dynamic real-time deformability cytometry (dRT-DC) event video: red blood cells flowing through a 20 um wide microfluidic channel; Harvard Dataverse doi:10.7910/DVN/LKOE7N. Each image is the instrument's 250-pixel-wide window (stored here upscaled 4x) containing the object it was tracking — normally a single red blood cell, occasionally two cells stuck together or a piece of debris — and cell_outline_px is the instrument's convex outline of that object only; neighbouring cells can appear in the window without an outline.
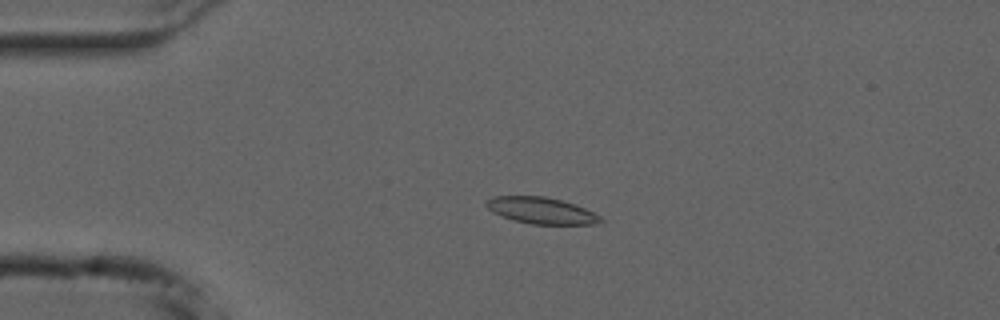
{"species": "common noctule bat (a hibernating species)", "species_latin": "Nyctalus noctula", "temperature_condition": "cold", "stored_images_in_passage": 55, "camera_frame_rate_fps": 3000, "um_per_image_px": 0.085, "animal": {"sex": "male", "forearm_length_mm": 52.5}, "frame": {"image": 1, "passage_image": 13, "time_ms": 4.0, "image_size_px": [1000, 320], "cell_outline_px": [[604, 220], [600, 224], [532, 224], [512, 220], [500, 216], [492, 212], [484, 204], [492, 196], [544, 196], [576, 204], [600, 216]], "centroid_in_image_um": [46.0, 17.9], "position_along_channel_um": 39.0, "area_um2": 17.69}}
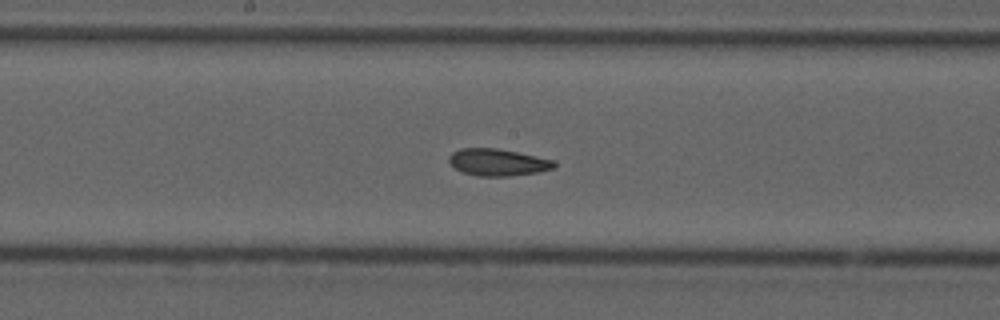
{"frame": {"image": 2, "passage_image": 29, "time_ms": 9.333, "image_size_px": [1000, 320], "cell_outline_px": [[556, 164], [552, 168], [540, 172], [508, 176], [476, 176], [464, 172], [456, 168], [448, 160], [448, 156], [452, 152], [460, 148], [496, 148], [556, 160]], "centroid_in_image_um": [42.31, 13.79], "position_along_channel_um": 205.9, "area_um2": 16.47}}
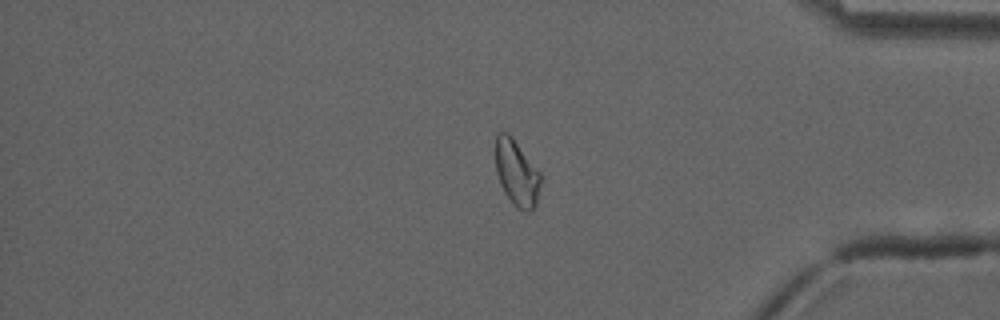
{"frame": {"image": 3, "passage_image": 46, "time_ms": 15.0, "image_size_px": [1000, 320], "cell_outline_px": [[540, 184], [536, 204], [528, 212], [524, 212], [516, 208], [504, 192], [500, 184], [496, 172], [496, 132], [508, 132], [512, 136], [540, 172]], "centroid_in_image_um": [43.9, 14.7], "position_along_channel_um": 391.3, "area_um2": 17.34}, "authors_computed_cell_mechanics": {"area_um2": 17.34, "velocity_mm_per_s": 3.7077, "shape_relaxation_time_tau1_ms": null, "shape_relaxation_time_tau2_ms": 2.5341, "deformation_change_tau1": null, "deformation_change_tau2": 0.0862}}